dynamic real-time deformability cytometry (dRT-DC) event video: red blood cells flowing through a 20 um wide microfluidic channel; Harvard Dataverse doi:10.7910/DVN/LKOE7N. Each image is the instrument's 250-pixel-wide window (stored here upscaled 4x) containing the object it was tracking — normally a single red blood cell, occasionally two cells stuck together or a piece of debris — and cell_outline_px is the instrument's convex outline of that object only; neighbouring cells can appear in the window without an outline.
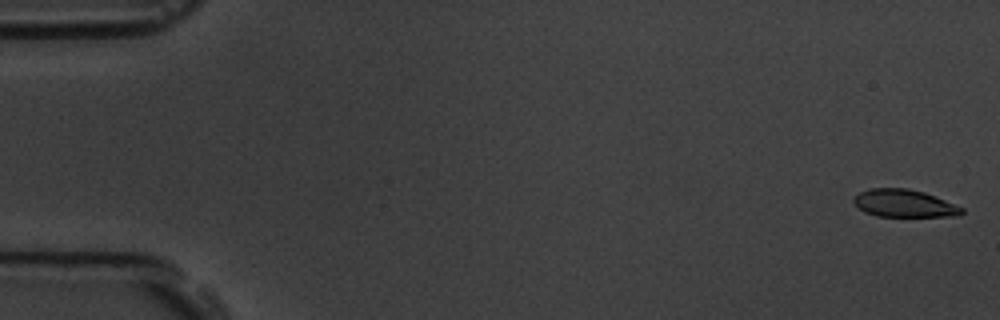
{"species": "common noctule bat (a hibernating species)", "species_latin": "Nyctalus noctula", "temperature_condition": "room temperature", "stored_images_in_passage": 56, "camera_frame_rate_fps": 3000, "um_per_image_px": 0.085, "animal": {"sex": "male", "body_mass_g": 19.5, "forearm_length_mm": 54.6}, "frame": {"image": 1, "passage_image": 1, "time_ms": 0.0, "image_size_px": [1000, 320], "cell_outline_px": [[964, 212], [960, 216], [876, 216], [864, 212], [852, 200], [860, 192], [868, 188], [908, 188], [924, 192], [936, 196], [964, 208]], "centroid_in_image_um": [76.88, 17.28], "position_along_channel_um": 8.1, "area_um2": 17.4}}
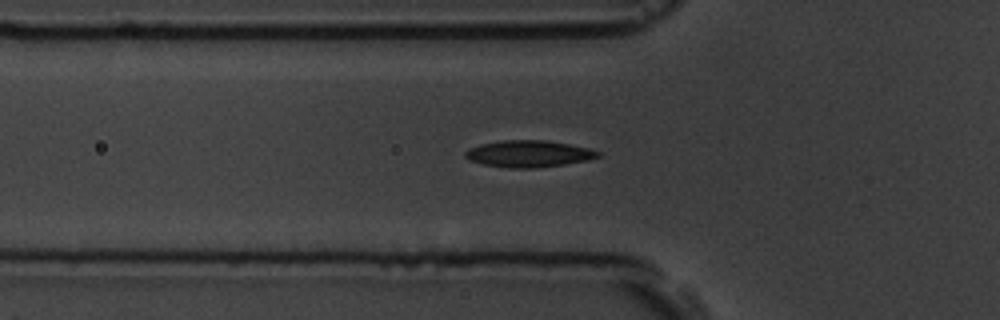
{"frame": {"image": 2, "passage_image": 19, "time_ms": 6.0, "image_size_px": [1000, 320], "cell_outline_px": [[600, 156], [588, 160], [564, 164], [532, 168], [508, 168], [484, 164], [468, 160], [464, 156], [464, 152], [468, 148], [480, 144], [500, 140], [544, 140], [568, 144], [588, 148], [600, 152]], "centroid_in_image_um": [44.89, 13.07], "position_along_channel_um": 80.9, "area_um2": 20.63}}
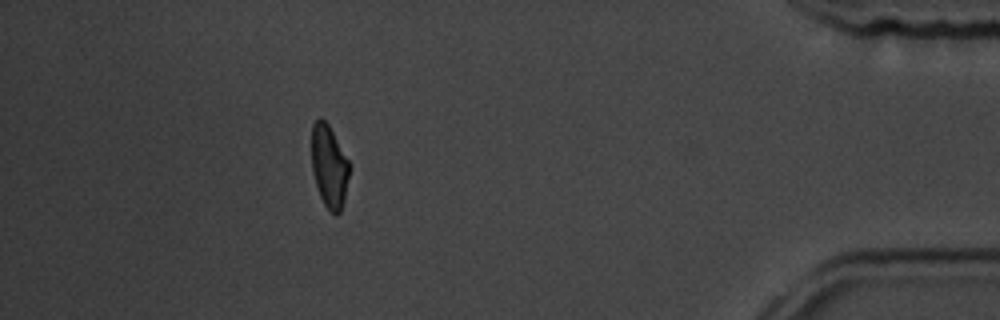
{"frame": {"image": 3, "passage_image": 50, "time_ms": 16.333, "image_size_px": [1000, 320], "cell_outline_px": [[348, 176], [344, 200], [340, 212], [336, 216], [324, 204], [320, 196], [312, 172], [312, 124], [320, 116], [328, 124], [348, 160]], "centroid_in_image_um": [27.96, 14.13], "position_along_channel_um": 407.2, "area_um2": 17.8}, "authors_computed_cell_mechanics": {"area_um2": 19.4497, "velocity_mm_per_s": 3.6559, "shape_relaxation_time_tau1_ms": 5.202, "shape_relaxation_time_tau2_ms": 1.8629, "deformation_change_tau1": 0.1522, "deformation_change_tau2": 0.0784}}